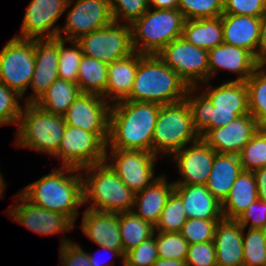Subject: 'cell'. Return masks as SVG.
<instances>
[{"instance_id":"obj_1","label":"cell","mask_w":266,"mask_h":266,"mask_svg":"<svg viewBox=\"0 0 266 266\" xmlns=\"http://www.w3.org/2000/svg\"><path fill=\"white\" fill-rule=\"evenodd\" d=\"M199 93L198 87H189L186 101L190 107L195 129L199 134L206 130L227 125L237 117L249 113L248 89L245 82L225 81L220 86L211 87ZM196 93V94H195Z\"/></svg>"},{"instance_id":"obj_2","label":"cell","mask_w":266,"mask_h":266,"mask_svg":"<svg viewBox=\"0 0 266 266\" xmlns=\"http://www.w3.org/2000/svg\"><path fill=\"white\" fill-rule=\"evenodd\" d=\"M160 104L121 100L111 104L106 149L152 152Z\"/></svg>"},{"instance_id":"obj_3","label":"cell","mask_w":266,"mask_h":266,"mask_svg":"<svg viewBox=\"0 0 266 266\" xmlns=\"http://www.w3.org/2000/svg\"><path fill=\"white\" fill-rule=\"evenodd\" d=\"M82 177L79 169L58 167L19 192L33 204L62 213L76 223L83 205Z\"/></svg>"},{"instance_id":"obj_4","label":"cell","mask_w":266,"mask_h":266,"mask_svg":"<svg viewBox=\"0 0 266 266\" xmlns=\"http://www.w3.org/2000/svg\"><path fill=\"white\" fill-rule=\"evenodd\" d=\"M188 84L158 55L138 53L132 91L125 100L172 104L186 99Z\"/></svg>"},{"instance_id":"obj_5","label":"cell","mask_w":266,"mask_h":266,"mask_svg":"<svg viewBox=\"0 0 266 266\" xmlns=\"http://www.w3.org/2000/svg\"><path fill=\"white\" fill-rule=\"evenodd\" d=\"M81 171L85 173H82L83 204L88 203L87 209L110 213L132 211L135 193L106 162L94 164Z\"/></svg>"},{"instance_id":"obj_6","label":"cell","mask_w":266,"mask_h":266,"mask_svg":"<svg viewBox=\"0 0 266 266\" xmlns=\"http://www.w3.org/2000/svg\"><path fill=\"white\" fill-rule=\"evenodd\" d=\"M62 115L44 111L35 103H27L22 109L15 135V144L43 154L54 156L65 132Z\"/></svg>"},{"instance_id":"obj_7","label":"cell","mask_w":266,"mask_h":266,"mask_svg":"<svg viewBox=\"0 0 266 266\" xmlns=\"http://www.w3.org/2000/svg\"><path fill=\"white\" fill-rule=\"evenodd\" d=\"M200 139L186 99L160 106L152 139V153L155 156L164 153L172 157L170 155Z\"/></svg>"},{"instance_id":"obj_8","label":"cell","mask_w":266,"mask_h":266,"mask_svg":"<svg viewBox=\"0 0 266 266\" xmlns=\"http://www.w3.org/2000/svg\"><path fill=\"white\" fill-rule=\"evenodd\" d=\"M185 18L176 9H148L132 24V45L142 55H157L183 34Z\"/></svg>"},{"instance_id":"obj_9","label":"cell","mask_w":266,"mask_h":266,"mask_svg":"<svg viewBox=\"0 0 266 266\" xmlns=\"http://www.w3.org/2000/svg\"><path fill=\"white\" fill-rule=\"evenodd\" d=\"M35 70L34 39L11 38L0 51V82L24 98Z\"/></svg>"},{"instance_id":"obj_10","label":"cell","mask_w":266,"mask_h":266,"mask_svg":"<svg viewBox=\"0 0 266 266\" xmlns=\"http://www.w3.org/2000/svg\"><path fill=\"white\" fill-rule=\"evenodd\" d=\"M86 56L110 64L131 55L132 28L130 24L112 22L110 25L81 36L76 40Z\"/></svg>"},{"instance_id":"obj_11","label":"cell","mask_w":266,"mask_h":266,"mask_svg":"<svg viewBox=\"0 0 266 266\" xmlns=\"http://www.w3.org/2000/svg\"><path fill=\"white\" fill-rule=\"evenodd\" d=\"M158 57L173 69L189 87L209 81L208 51L189 43L182 36L166 45Z\"/></svg>"},{"instance_id":"obj_12","label":"cell","mask_w":266,"mask_h":266,"mask_svg":"<svg viewBox=\"0 0 266 266\" xmlns=\"http://www.w3.org/2000/svg\"><path fill=\"white\" fill-rule=\"evenodd\" d=\"M106 146L98 135L66 125L58 152L53 157L62 160L61 167L82 170L105 162Z\"/></svg>"},{"instance_id":"obj_13","label":"cell","mask_w":266,"mask_h":266,"mask_svg":"<svg viewBox=\"0 0 266 266\" xmlns=\"http://www.w3.org/2000/svg\"><path fill=\"white\" fill-rule=\"evenodd\" d=\"M157 160L152 152L139 150L106 149L105 155V162L135 194L158 178L154 175Z\"/></svg>"},{"instance_id":"obj_14","label":"cell","mask_w":266,"mask_h":266,"mask_svg":"<svg viewBox=\"0 0 266 266\" xmlns=\"http://www.w3.org/2000/svg\"><path fill=\"white\" fill-rule=\"evenodd\" d=\"M69 7L72 8L67 11L65 25L59 30L58 38L76 41L114 22L110 0H68L66 10Z\"/></svg>"},{"instance_id":"obj_15","label":"cell","mask_w":266,"mask_h":266,"mask_svg":"<svg viewBox=\"0 0 266 266\" xmlns=\"http://www.w3.org/2000/svg\"><path fill=\"white\" fill-rule=\"evenodd\" d=\"M14 197L16 204L7 209L12 221L42 236L72 231L75 223L62 213L50 211L27 200L20 192ZM18 203V204H17Z\"/></svg>"},{"instance_id":"obj_16","label":"cell","mask_w":266,"mask_h":266,"mask_svg":"<svg viewBox=\"0 0 266 266\" xmlns=\"http://www.w3.org/2000/svg\"><path fill=\"white\" fill-rule=\"evenodd\" d=\"M110 107L101 95L80 93L63 116L66 125L94 133L107 144Z\"/></svg>"},{"instance_id":"obj_17","label":"cell","mask_w":266,"mask_h":266,"mask_svg":"<svg viewBox=\"0 0 266 266\" xmlns=\"http://www.w3.org/2000/svg\"><path fill=\"white\" fill-rule=\"evenodd\" d=\"M68 0H31L26 7L20 34L21 39H54L61 27L56 25L66 11Z\"/></svg>"},{"instance_id":"obj_18","label":"cell","mask_w":266,"mask_h":266,"mask_svg":"<svg viewBox=\"0 0 266 266\" xmlns=\"http://www.w3.org/2000/svg\"><path fill=\"white\" fill-rule=\"evenodd\" d=\"M260 127L256 119L247 113L225 126L206 130L200 136L217 153L238 155Z\"/></svg>"},{"instance_id":"obj_19","label":"cell","mask_w":266,"mask_h":266,"mask_svg":"<svg viewBox=\"0 0 266 266\" xmlns=\"http://www.w3.org/2000/svg\"><path fill=\"white\" fill-rule=\"evenodd\" d=\"M217 152L202 139L186 145L174 154L173 161L182 176L174 184L206 185Z\"/></svg>"},{"instance_id":"obj_20","label":"cell","mask_w":266,"mask_h":266,"mask_svg":"<svg viewBox=\"0 0 266 266\" xmlns=\"http://www.w3.org/2000/svg\"><path fill=\"white\" fill-rule=\"evenodd\" d=\"M35 70L30 82L34 93L25 98L24 104L36 103L59 78L58 37L54 39H34Z\"/></svg>"},{"instance_id":"obj_21","label":"cell","mask_w":266,"mask_h":266,"mask_svg":"<svg viewBox=\"0 0 266 266\" xmlns=\"http://www.w3.org/2000/svg\"><path fill=\"white\" fill-rule=\"evenodd\" d=\"M208 64L209 81L221 69L239 75L230 81L246 82L259 66L256 58L248 50L224 42L208 50Z\"/></svg>"},{"instance_id":"obj_22","label":"cell","mask_w":266,"mask_h":266,"mask_svg":"<svg viewBox=\"0 0 266 266\" xmlns=\"http://www.w3.org/2000/svg\"><path fill=\"white\" fill-rule=\"evenodd\" d=\"M81 228L84 234L99 247L123 250L119 213H110L86 209L82 216Z\"/></svg>"},{"instance_id":"obj_23","label":"cell","mask_w":266,"mask_h":266,"mask_svg":"<svg viewBox=\"0 0 266 266\" xmlns=\"http://www.w3.org/2000/svg\"><path fill=\"white\" fill-rule=\"evenodd\" d=\"M217 266H243V227L235 219H221L213 239Z\"/></svg>"},{"instance_id":"obj_24","label":"cell","mask_w":266,"mask_h":266,"mask_svg":"<svg viewBox=\"0 0 266 266\" xmlns=\"http://www.w3.org/2000/svg\"><path fill=\"white\" fill-rule=\"evenodd\" d=\"M174 192L181 198L187 219H223L222 204L205 185L174 184Z\"/></svg>"},{"instance_id":"obj_25","label":"cell","mask_w":266,"mask_h":266,"mask_svg":"<svg viewBox=\"0 0 266 266\" xmlns=\"http://www.w3.org/2000/svg\"><path fill=\"white\" fill-rule=\"evenodd\" d=\"M223 42L248 50L257 61L260 18L247 15L222 14Z\"/></svg>"},{"instance_id":"obj_26","label":"cell","mask_w":266,"mask_h":266,"mask_svg":"<svg viewBox=\"0 0 266 266\" xmlns=\"http://www.w3.org/2000/svg\"><path fill=\"white\" fill-rule=\"evenodd\" d=\"M167 181L164 174L159 175L149 186L135 194L132 212L153 226L157 224L168 197L174 191V183Z\"/></svg>"},{"instance_id":"obj_27","label":"cell","mask_w":266,"mask_h":266,"mask_svg":"<svg viewBox=\"0 0 266 266\" xmlns=\"http://www.w3.org/2000/svg\"><path fill=\"white\" fill-rule=\"evenodd\" d=\"M137 67L138 52L135 51L131 55L113 61L108 65L106 101L113 104L126 99L130 95Z\"/></svg>"},{"instance_id":"obj_28","label":"cell","mask_w":266,"mask_h":266,"mask_svg":"<svg viewBox=\"0 0 266 266\" xmlns=\"http://www.w3.org/2000/svg\"><path fill=\"white\" fill-rule=\"evenodd\" d=\"M242 171L243 168L237 154L216 153L205 186L222 203L227 198L233 183Z\"/></svg>"},{"instance_id":"obj_29","label":"cell","mask_w":266,"mask_h":266,"mask_svg":"<svg viewBox=\"0 0 266 266\" xmlns=\"http://www.w3.org/2000/svg\"><path fill=\"white\" fill-rule=\"evenodd\" d=\"M258 199L253 171H242L233 183L227 198L221 203L223 217L236 220L251 203Z\"/></svg>"},{"instance_id":"obj_30","label":"cell","mask_w":266,"mask_h":266,"mask_svg":"<svg viewBox=\"0 0 266 266\" xmlns=\"http://www.w3.org/2000/svg\"><path fill=\"white\" fill-rule=\"evenodd\" d=\"M182 37L189 43L207 51L219 46L223 43L221 16L185 20Z\"/></svg>"},{"instance_id":"obj_31","label":"cell","mask_w":266,"mask_h":266,"mask_svg":"<svg viewBox=\"0 0 266 266\" xmlns=\"http://www.w3.org/2000/svg\"><path fill=\"white\" fill-rule=\"evenodd\" d=\"M80 93L77 84L58 78L35 104L44 111L63 116Z\"/></svg>"},{"instance_id":"obj_32","label":"cell","mask_w":266,"mask_h":266,"mask_svg":"<svg viewBox=\"0 0 266 266\" xmlns=\"http://www.w3.org/2000/svg\"><path fill=\"white\" fill-rule=\"evenodd\" d=\"M108 64L83 54L77 85L81 93L101 95L106 100Z\"/></svg>"},{"instance_id":"obj_33","label":"cell","mask_w":266,"mask_h":266,"mask_svg":"<svg viewBox=\"0 0 266 266\" xmlns=\"http://www.w3.org/2000/svg\"><path fill=\"white\" fill-rule=\"evenodd\" d=\"M119 229L124 254L151 238L155 231L151 223L132 211L119 213Z\"/></svg>"},{"instance_id":"obj_34","label":"cell","mask_w":266,"mask_h":266,"mask_svg":"<svg viewBox=\"0 0 266 266\" xmlns=\"http://www.w3.org/2000/svg\"><path fill=\"white\" fill-rule=\"evenodd\" d=\"M266 65H259L246 80L249 113L263 127L266 125Z\"/></svg>"},{"instance_id":"obj_35","label":"cell","mask_w":266,"mask_h":266,"mask_svg":"<svg viewBox=\"0 0 266 266\" xmlns=\"http://www.w3.org/2000/svg\"><path fill=\"white\" fill-rule=\"evenodd\" d=\"M67 42L73 47H66ZM58 53L59 78L77 84L79 65L83 57L80 44L75 40L67 41L58 38Z\"/></svg>"},{"instance_id":"obj_36","label":"cell","mask_w":266,"mask_h":266,"mask_svg":"<svg viewBox=\"0 0 266 266\" xmlns=\"http://www.w3.org/2000/svg\"><path fill=\"white\" fill-rule=\"evenodd\" d=\"M243 227V266H266V230Z\"/></svg>"},{"instance_id":"obj_37","label":"cell","mask_w":266,"mask_h":266,"mask_svg":"<svg viewBox=\"0 0 266 266\" xmlns=\"http://www.w3.org/2000/svg\"><path fill=\"white\" fill-rule=\"evenodd\" d=\"M243 171L266 167V130L260 127L238 154Z\"/></svg>"},{"instance_id":"obj_38","label":"cell","mask_w":266,"mask_h":266,"mask_svg":"<svg viewBox=\"0 0 266 266\" xmlns=\"http://www.w3.org/2000/svg\"><path fill=\"white\" fill-rule=\"evenodd\" d=\"M187 215L184 210L181 198L173 191L168 197L162 210L155 231L159 232H181Z\"/></svg>"},{"instance_id":"obj_39","label":"cell","mask_w":266,"mask_h":266,"mask_svg":"<svg viewBox=\"0 0 266 266\" xmlns=\"http://www.w3.org/2000/svg\"><path fill=\"white\" fill-rule=\"evenodd\" d=\"M155 240L159 258L186 260L189 244L180 232L155 231Z\"/></svg>"},{"instance_id":"obj_40","label":"cell","mask_w":266,"mask_h":266,"mask_svg":"<svg viewBox=\"0 0 266 266\" xmlns=\"http://www.w3.org/2000/svg\"><path fill=\"white\" fill-rule=\"evenodd\" d=\"M178 10L185 20L215 18L223 14V0H179Z\"/></svg>"},{"instance_id":"obj_41","label":"cell","mask_w":266,"mask_h":266,"mask_svg":"<svg viewBox=\"0 0 266 266\" xmlns=\"http://www.w3.org/2000/svg\"><path fill=\"white\" fill-rule=\"evenodd\" d=\"M219 221L196 218L187 219L180 233L189 245L213 241Z\"/></svg>"},{"instance_id":"obj_42","label":"cell","mask_w":266,"mask_h":266,"mask_svg":"<svg viewBox=\"0 0 266 266\" xmlns=\"http://www.w3.org/2000/svg\"><path fill=\"white\" fill-rule=\"evenodd\" d=\"M20 99L23 97L0 82V126L18 125L23 109L19 103Z\"/></svg>"},{"instance_id":"obj_43","label":"cell","mask_w":266,"mask_h":266,"mask_svg":"<svg viewBox=\"0 0 266 266\" xmlns=\"http://www.w3.org/2000/svg\"><path fill=\"white\" fill-rule=\"evenodd\" d=\"M114 22L132 24L148 9V0H110Z\"/></svg>"},{"instance_id":"obj_44","label":"cell","mask_w":266,"mask_h":266,"mask_svg":"<svg viewBox=\"0 0 266 266\" xmlns=\"http://www.w3.org/2000/svg\"><path fill=\"white\" fill-rule=\"evenodd\" d=\"M158 258L154 231L151 238L125 254V266H153Z\"/></svg>"},{"instance_id":"obj_45","label":"cell","mask_w":266,"mask_h":266,"mask_svg":"<svg viewBox=\"0 0 266 266\" xmlns=\"http://www.w3.org/2000/svg\"><path fill=\"white\" fill-rule=\"evenodd\" d=\"M185 262L186 266H217L214 242L189 245Z\"/></svg>"},{"instance_id":"obj_46","label":"cell","mask_w":266,"mask_h":266,"mask_svg":"<svg viewBox=\"0 0 266 266\" xmlns=\"http://www.w3.org/2000/svg\"><path fill=\"white\" fill-rule=\"evenodd\" d=\"M59 260V264L62 266H92L88 252L63 235L60 243Z\"/></svg>"},{"instance_id":"obj_47","label":"cell","mask_w":266,"mask_h":266,"mask_svg":"<svg viewBox=\"0 0 266 266\" xmlns=\"http://www.w3.org/2000/svg\"><path fill=\"white\" fill-rule=\"evenodd\" d=\"M223 14L260 18L266 12V0H223Z\"/></svg>"},{"instance_id":"obj_48","label":"cell","mask_w":266,"mask_h":266,"mask_svg":"<svg viewBox=\"0 0 266 266\" xmlns=\"http://www.w3.org/2000/svg\"><path fill=\"white\" fill-rule=\"evenodd\" d=\"M236 221L245 228L247 225H250L248 228L266 230V202L258 199L254 203H251Z\"/></svg>"},{"instance_id":"obj_49","label":"cell","mask_w":266,"mask_h":266,"mask_svg":"<svg viewBox=\"0 0 266 266\" xmlns=\"http://www.w3.org/2000/svg\"><path fill=\"white\" fill-rule=\"evenodd\" d=\"M261 28L260 38L257 48V63L266 65V12L260 17Z\"/></svg>"},{"instance_id":"obj_50","label":"cell","mask_w":266,"mask_h":266,"mask_svg":"<svg viewBox=\"0 0 266 266\" xmlns=\"http://www.w3.org/2000/svg\"><path fill=\"white\" fill-rule=\"evenodd\" d=\"M100 248L102 249V251H107L108 253L110 252L113 256L116 257H122V261H120L121 266H125V254L123 253V250H113L104 246H100ZM99 255V254H98ZM88 256L90 259V263L92 266H113V264H107V262H105L104 260L99 261V257H97L95 254L92 255L91 253L88 252ZM105 262V263H103Z\"/></svg>"},{"instance_id":"obj_51","label":"cell","mask_w":266,"mask_h":266,"mask_svg":"<svg viewBox=\"0 0 266 266\" xmlns=\"http://www.w3.org/2000/svg\"><path fill=\"white\" fill-rule=\"evenodd\" d=\"M253 173L256 178L258 198L266 202V167L256 169Z\"/></svg>"},{"instance_id":"obj_52","label":"cell","mask_w":266,"mask_h":266,"mask_svg":"<svg viewBox=\"0 0 266 266\" xmlns=\"http://www.w3.org/2000/svg\"><path fill=\"white\" fill-rule=\"evenodd\" d=\"M179 0H148L149 8L153 9H176Z\"/></svg>"},{"instance_id":"obj_53","label":"cell","mask_w":266,"mask_h":266,"mask_svg":"<svg viewBox=\"0 0 266 266\" xmlns=\"http://www.w3.org/2000/svg\"><path fill=\"white\" fill-rule=\"evenodd\" d=\"M153 266H186V262L175 259L158 258Z\"/></svg>"},{"instance_id":"obj_54","label":"cell","mask_w":266,"mask_h":266,"mask_svg":"<svg viewBox=\"0 0 266 266\" xmlns=\"http://www.w3.org/2000/svg\"><path fill=\"white\" fill-rule=\"evenodd\" d=\"M2 173H0V198H2L3 196V194H4V189H5V187H6V184H5V181L3 180L4 178L2 177V175H1Z\"/></svg>"}]
</instances>
